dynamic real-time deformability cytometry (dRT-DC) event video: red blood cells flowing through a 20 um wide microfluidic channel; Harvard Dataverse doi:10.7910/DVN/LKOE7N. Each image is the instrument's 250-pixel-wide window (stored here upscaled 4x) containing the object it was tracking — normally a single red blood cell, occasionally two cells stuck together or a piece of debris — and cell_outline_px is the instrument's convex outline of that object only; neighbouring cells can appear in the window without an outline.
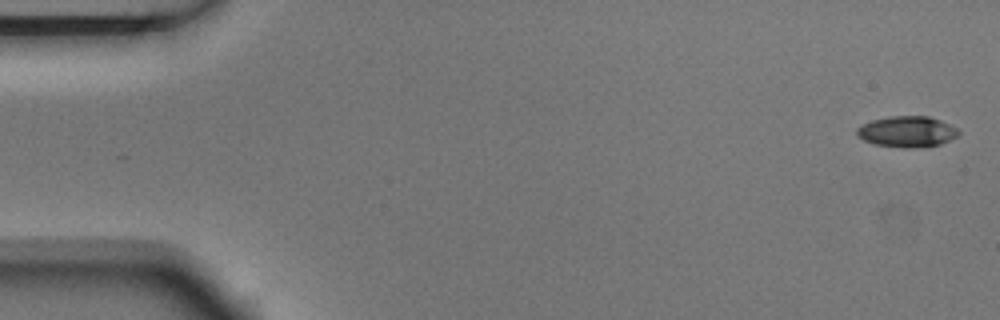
{"species": "Egyptian fruit bat (a non-hibernating species)", "species_latin": "Rousettus aegyptiacus", "temperature_condition": "room temperature", "stored_images_in_passage": 5, "camera_frame_rate_fps": 3000, "um_per_image_px": 0.085, "animal": {"sex": "male"}, "frame": {"image": 1, "passage_image": 1, "time_ms": 0.0, "image_size_px": [1000, 320], "cell_outline_px": [[960, 132], [956, 136], [940, 144], [916, 148], [904, 148], [876, 144], [864, 140], [856, 136], [856, 128], [872, 120], [892, 116], [928, 116], [940, 120], [956, 128]], "centroid_in_image_um": [77.07, 11.19], "position_along_channel_um": 7.9, "area_um2": 18.15}}
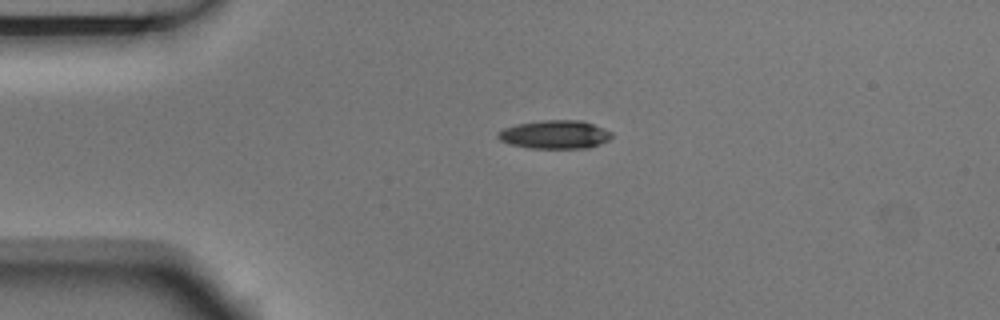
{"frame": {"image": 2, "passage_image": 4, "time_ms": 1.0, "image_size_px": [1000, 320], "cell_outline_px": [[612, 136], [608, 140], [600, 144], [588, 148], [528, 148], [508, 144], [500, 140], [496, 136], [496, 132], [504, 128], [516, 124], [544, 120], [580, 120], [604, 128], [612, 132]], "centroid_in_image_um": [47.13, 11.44], "position_along_channel_um": 37.9, "area_um2": 18.96}}